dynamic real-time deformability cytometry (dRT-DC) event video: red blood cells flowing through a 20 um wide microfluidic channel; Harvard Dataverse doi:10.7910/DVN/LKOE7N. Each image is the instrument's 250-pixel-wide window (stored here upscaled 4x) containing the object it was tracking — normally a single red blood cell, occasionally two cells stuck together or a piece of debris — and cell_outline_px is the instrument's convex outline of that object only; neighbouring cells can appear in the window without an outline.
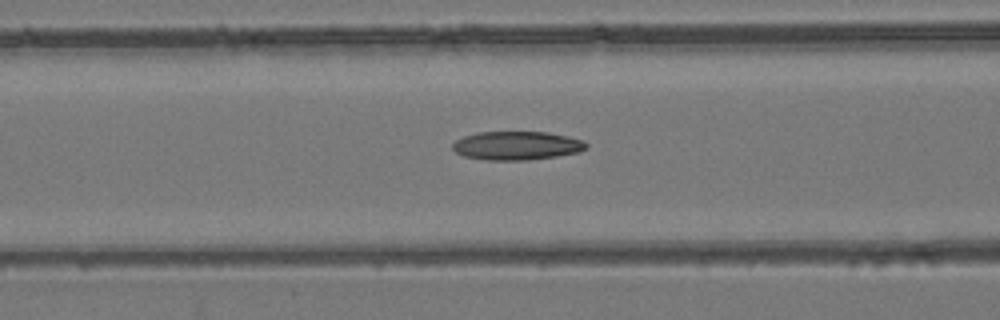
{"species": "common noctule bat (a hibernating species)", "species_latin": "Nyctalus noctula", "temperature_condition": "room temperature", "stored_images_in_passage": 53, "camera_frame_rate_fps": 3000, "um_per_image_px": 0.085, "animal": {"sex": "female", "body_mass_g": 24.6, "forearm_length_mm": 56.2}, "frame": {"image": 1, "passage_image": 22, "time_ms": 7.0, "image_size_px": [1000, 320], "cell_outline_px": [[588, 148], [580, 152], [556, 156], [528, 160], [484, 160], [464, 156], [456, 152], [452, 148], [452, 144], [456, 140], [464, 136], [476, 132], [548, 132], [568, 136], [584, 140], [588, 144]], "centroid_in_image_um": [43.95, 12.37], "position_along_channel_um": 122.7, "area_um2": 22.48}}
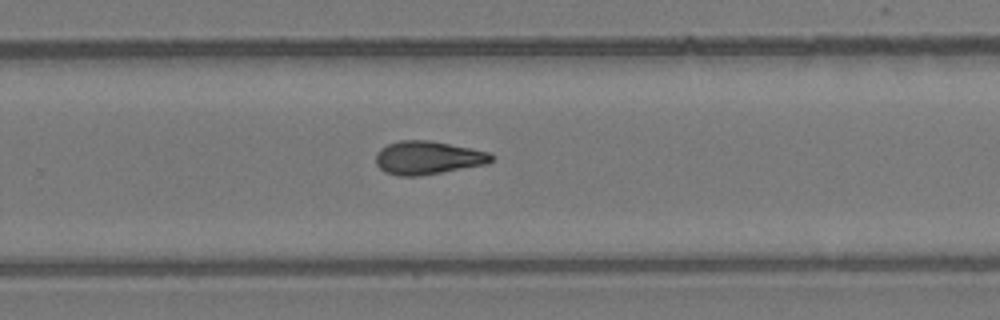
{"frame": {"image": 2, "passage_image": 35, "time_ms": 11.333, "image_size_px": [1000, 320], "cell_outline_px": [[496, 156], [488, 164], [420, 176], [400, 176], [384, 172], [376, 164], [376, 152], [380, 148], [388, 144], [400, 140], [432, 140], [488, 152]], "centroid_in_image_um": [36.36, 13.41], "position_along_channel_um": 293.4, "area_um2": 22.6}}
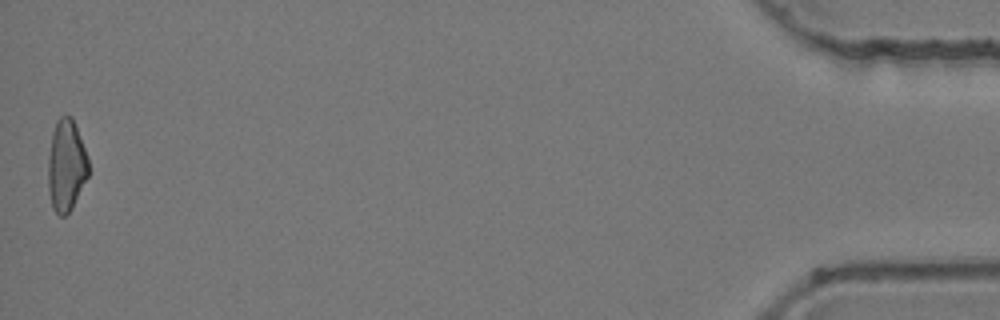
{"frame": {"image": 3, "passage_image": 53, "time_ms": 17.333, "image_size_px": [1000, 320], "cell_outline_px": [[88, 176], [72, 208], [64, 216], [60, 216], [52, 208], [48, 192], [48, 156], [52, 132], [56, 120], [60, 116], [72, 116], [88, 156]], "centroid_in_image_um": [5.62, 14.06], "position_along_channel_um": 429.6, "area_um2": 21.73}}